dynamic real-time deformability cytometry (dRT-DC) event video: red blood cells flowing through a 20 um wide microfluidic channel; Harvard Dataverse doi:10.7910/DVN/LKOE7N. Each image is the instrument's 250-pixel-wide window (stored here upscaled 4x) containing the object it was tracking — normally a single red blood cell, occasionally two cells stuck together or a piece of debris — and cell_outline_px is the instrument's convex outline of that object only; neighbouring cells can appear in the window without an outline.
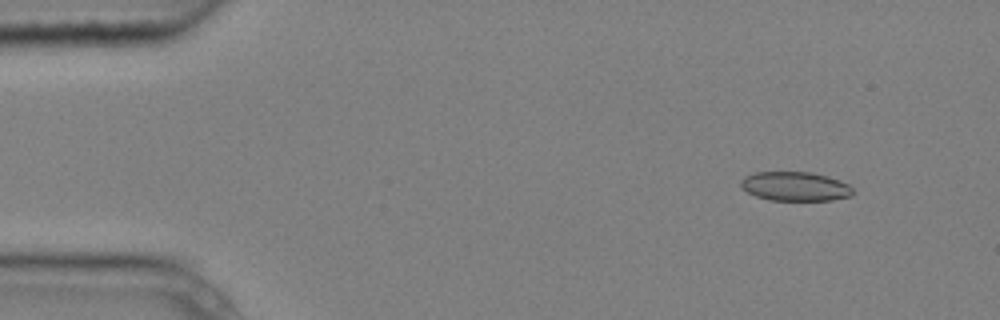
{"species": "common noctule bat (a hibernating species)", "species_latin": "Nyctalus noctula", "temperature_condition": "cold", "stored_images_in_passage": 4, "segment_of_instrument_passage": [1, 2], "camera_frame_rate_fps": 3000, "um_per_image_px": 0.085, "animal": {"sex": "male", "body_mass_g": 20.4}, "frame": {"image": 1, "passage_image": 1, "time_ms": 0.0, "image_size_px": [1000, 320], "cell_outline_px": [[852, 196], [832, 200], [772, 200], [756, 196], [748, 192], [740, 184], [740, 180], [744, 176], [756, 172], [812, 172], [828, 176], [848, 184], [852, 188]], "centroid_in_image_um": [67.59, 15.83], "position_along_channel_um": 17.4, "area_um2": 18.96}}